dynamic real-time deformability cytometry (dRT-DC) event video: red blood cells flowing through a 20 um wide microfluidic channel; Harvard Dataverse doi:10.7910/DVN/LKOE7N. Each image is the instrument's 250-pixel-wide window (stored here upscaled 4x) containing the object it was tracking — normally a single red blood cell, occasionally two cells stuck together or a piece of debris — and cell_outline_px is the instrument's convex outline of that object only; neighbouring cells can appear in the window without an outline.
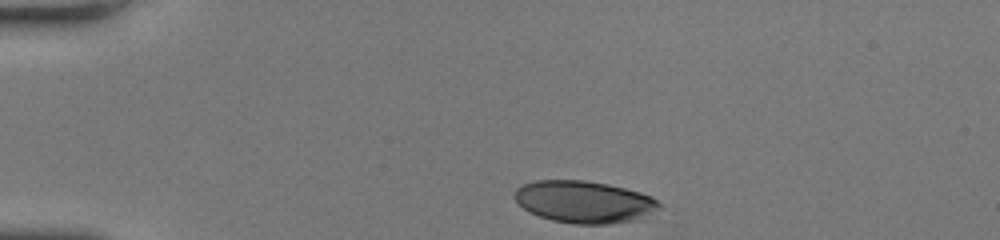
{"species": "human", "species_latin": "Homo sapiens", "temperature_condition": "room temperature", "stored_images_in_passage": 29, "camera_frame_rate_fps": 3000, "um_per_image_px": 0.085, "donor": {"sex": "female"}, "frame": {"image": 1, "passage_image": 1, "time_ms": 0.0, "image_size_px": [1000, 240], "cell_outline_px": [[656, 204], [616, 220], [556, 220], [532, 212], [520, 204], [516, 196], [516, 192], [520, 188], [528, 184], [548, 180], [572, 180], [600, 184], [620, 188], [636, 192], [648, 196]], "centroid_in_image_um": [49.36, 17.05], "position_along_channel_um": 35.6, "area_um2": 30.11}}
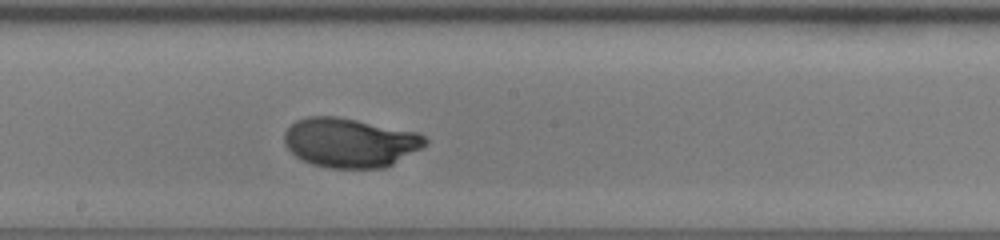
{"frame": {"image": 2, "passage_image": 17, "time_ms": 5.333, "image_size_px": [1000, 240], "cell_outline_px": [[424, 144], [388, 164], [324, 164], [308, 160], [300, 156], [288, 144], [288, 136], [292, 128], [296, 124], [308, 120], [344, 120], [420, 136], [424, 140]], "centroid_in_image_um": [29.74, 12.13], "position_along_channel_um": 218.5, "area_um2": 33.23}}
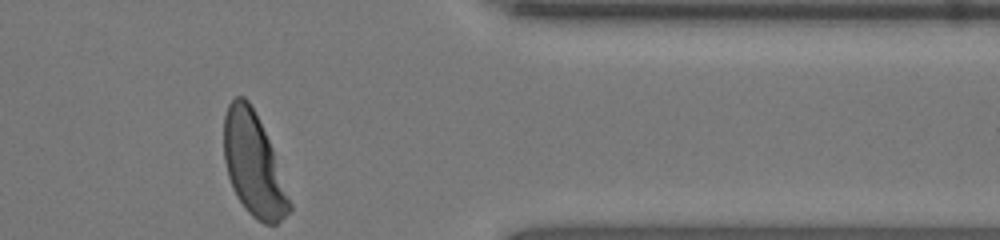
{"frame": {"image": 3, "passage_image": 29, "time_ms": 9.333, "image_size_px": [1000, 240], "cell_outline_px": [[288, 208], [272, 224], [260, 220], [240, 200], [232, 184], [228, 172], [224, 152], [224, 124], [228, 108], [236, 100], [244, 100], [252, 108], [260, 124], [268, 144], [288, 204]], "centroid_in_image_um": [21.45, 13.95], "position_along_channel_um": 390.0, "area_um2": 34.74}}